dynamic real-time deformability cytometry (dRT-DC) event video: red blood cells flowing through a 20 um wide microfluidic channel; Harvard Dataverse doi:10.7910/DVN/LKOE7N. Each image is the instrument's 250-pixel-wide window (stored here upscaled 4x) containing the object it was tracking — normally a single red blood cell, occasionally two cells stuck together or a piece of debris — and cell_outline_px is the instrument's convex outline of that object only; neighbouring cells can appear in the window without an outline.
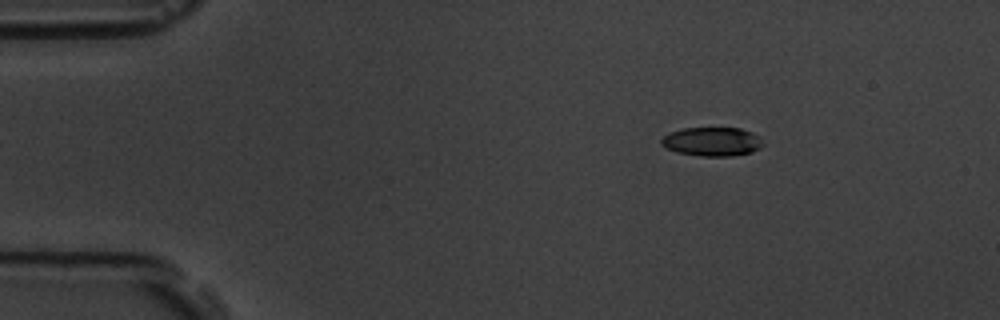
{"species": "common noctule bat (a hibernating species)", "species_latin": "Nyctalus noctula", "temperature_condition": "room temperature", "stored_images_in_passage": 9, "camera_frame_rate_fps": 3000, "um_per_image_px": 0.085, "animal": {"sex": "male", "body_mass_g": 19.5, "forearm_length_mm": 54.6}, "frame": {"image": 1, "passage_image": 1, "time_ms": 0.0, "image_size_px": [1000, 320], "cell_outline_px": [[764, 144], [760, 148], [752, 152], [732, 156], [700, 156], [676, 152], [660, 144], [660, 140], [664, 136], [672, 132], [684, 128], [740, 128], [752, 132], [760, 136]], "centroid_in_image_um": [60.57, 12.04], "position_along_channel_um": 24.4, "area_um2": 17.17}}
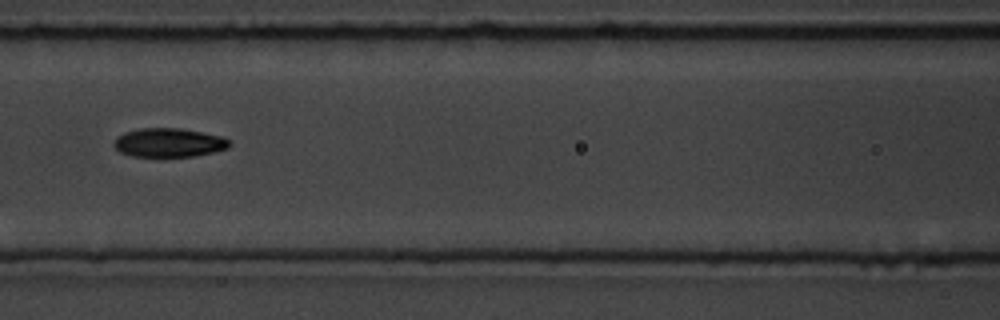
{"frame": {"image": 2, "passage_image": 6, "time_ms": 5.667, "image_size_px": [1000, 320], "cell_outline_px": [[232, 144], [228, 148], [212, 152], [192, 156], [132, 156], [120, 152], [112, 144], [116, 136], [124, 132], [140, 128], [180, 128], [224, 136], [232, 140]], "centroid_in_image_um": [14.37, 12.11], "position_along_channel_um": 152.2, "area_um2": 19.59}}
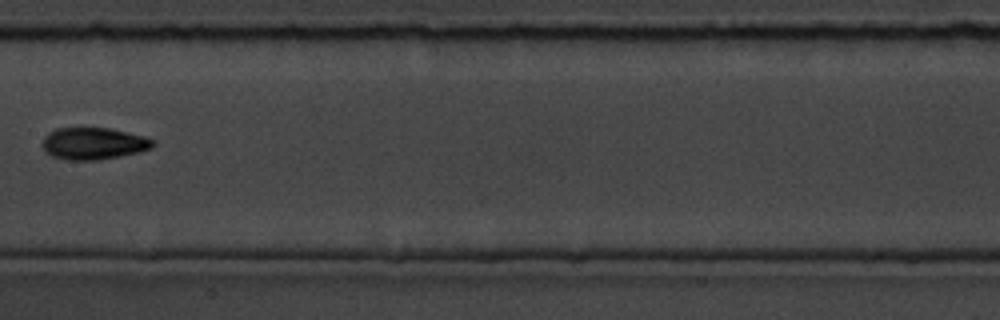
{"frame": {"image": 3, "passage_image": 7, "time_ms": 7.0, "image_size_px": [1000, 320], "cell_outline_px": [[156, 144], [152, 148], [120, 156], [96, 160], [64, 160], [52, 156], [44, 148], [44, 136], [48, 132], [56, 128], [108, 128], [148, 136]], "centroid_in_image_um": [7.97, 12.19], "position_along_channel_um": 199.4, "area_um2": 20.52}}